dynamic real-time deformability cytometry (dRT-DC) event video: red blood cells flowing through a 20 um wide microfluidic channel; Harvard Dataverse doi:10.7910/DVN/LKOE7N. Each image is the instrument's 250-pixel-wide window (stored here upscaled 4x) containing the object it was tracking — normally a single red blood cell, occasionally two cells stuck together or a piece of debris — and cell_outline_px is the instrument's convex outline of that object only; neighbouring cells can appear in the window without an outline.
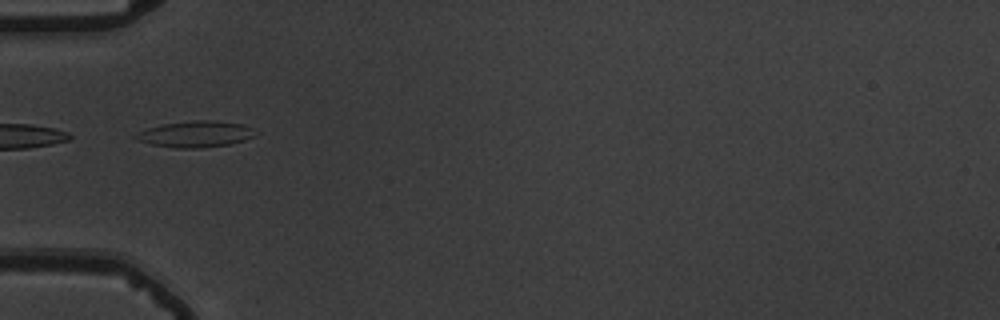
{"species": "common noctule bat (a hibernating species)", "species_latin": "Nyctalus noctula", "temperature_condition": "warm", "stored_images_in_passage": 37, "camera_frame_rate_fps": 3000, "um_per_image_px": 0.085, "animal": {"sex": "male", "body_mass_g": 19.5, "forearm_length_mm": 54.6}, "frame": {"image": 1, "passage_image": 1, "time_ms": 0.0, "image_size_px": [1000, 320], "cell_outline_px": [[260, 132], [256, 136], [244, 140], [228, 144], [200, 148], [176, 148], [152, 144], [136, 140], [132, 136], [136, 132], [148, 128], [164, 124], [192, 120], [212, 120], [244, 124]], "centroid_in_image_um": [16.65, 11.39], "position_along_channel_um": 68.4, "area_um2": 18.44}}
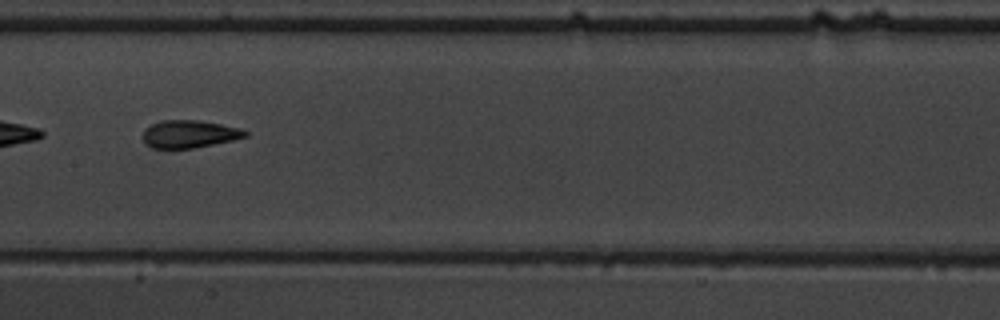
{"frame": {"image": 2, "passage_image": 11, "time_ms": 3.333, "image_size_px": [1000, 320], "cell_outline_px": [[248, 136], [232, 140], [192, 148], [152, 148], [144, 140], [144, 128], [160, 120], [200, 120], [240, 128], [248, 132]], "centroid_in_image_um": [16.1, 11.38], "position_along_channel_um": 191.3, "area_um2": 16.3}, "authors_computed_cell_mechanics": {"area_um2": 16.5886, "velocity_mm_per_s": 3.7051, "shape_relaxation_time_tau1_ms": 7.2723, "shape_relaxation_time_tau2_ms": 1.3492, "deformation_change_tau1": 0.2118, "deformation_change_tau2": 0.097}}